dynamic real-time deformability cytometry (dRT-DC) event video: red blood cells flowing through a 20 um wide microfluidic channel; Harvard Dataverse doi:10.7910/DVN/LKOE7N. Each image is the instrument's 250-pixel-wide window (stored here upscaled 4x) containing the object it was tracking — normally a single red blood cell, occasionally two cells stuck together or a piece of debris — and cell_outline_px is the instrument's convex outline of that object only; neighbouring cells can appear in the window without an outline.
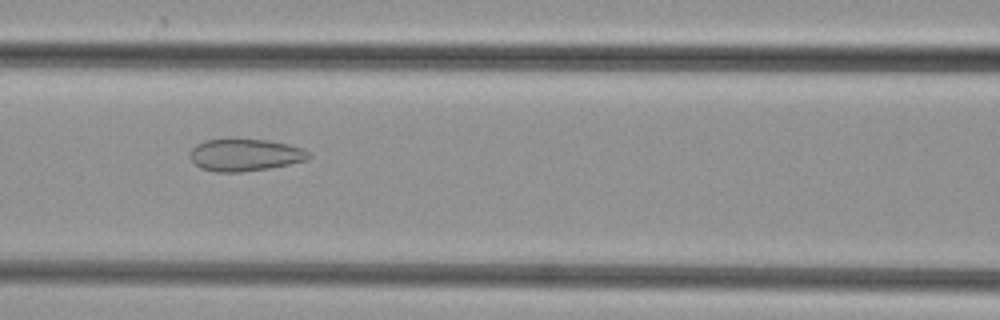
{"species": "common noctule bat (a hibernating species)", "species_latin": "Nyctalus noctula", "temperature_condition": "cold", "stored_images_in_passage": 49, "camera_frame_rate_fps": 3000, "um_per_image_px": 0.085, "animal": {"sex": "female", "body_mass_g": 29.2, "forearm_length_mm": 56.3}, "frame": {"image": 1, "passage_image": 21, "time_ms": 6.667, "image_size_px": [1000, 320], "cell_outline_px": [[312, 156], [308, 160], [268, 168], [240, 172], [216, 172], [200, 168], [188, 156], [192, 148], [196, 144], [204, 140], [228, 136], [268, 140], [288, 144], [300, 148], [308, 152]], "centroid_in_image_um": [20.77, 13.12], "position_along_channel_um": 145.8, "area_um2": 22.95}}
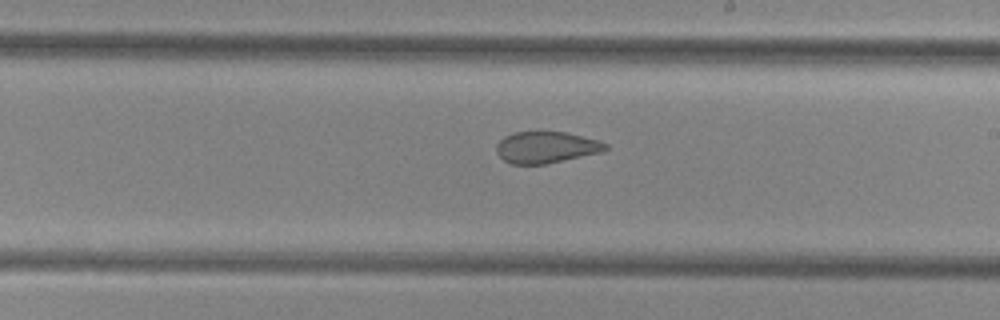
{"frame": {"image": 2, "passage_image": 28, "time_ms": 9.0, "image_size_px": [1000, 320], "cell_outline_px": [[608, 148], [604, 152], [548, 164], [512, 164], [504, 160], [496, 152], [496, 144], [504, 136], [512, 132], [568, 132], [600, 140], [608, 144]], "centroid_in_image_um": [46.47, 12.52], "position_along_channel_um": 242.5, "area_um2": 20.4}}
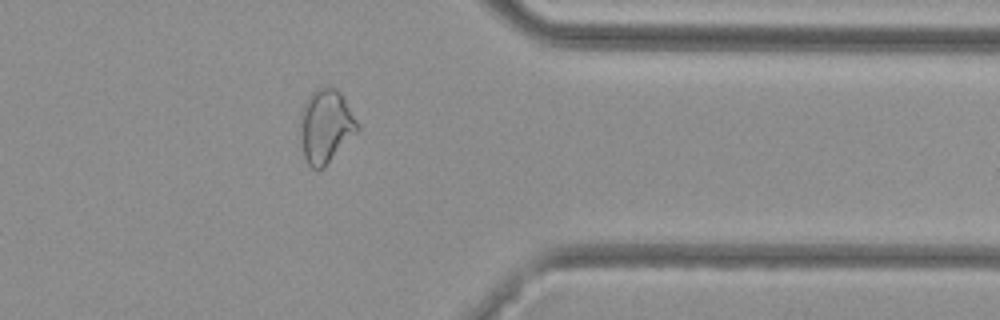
{"frame": {"image": 3, "passage_image": 39, "time_ms": 12.667, "image_size_px": [1000, 320], "cell_outline_px": [[360, 128], [324, 168], [312, 168], [308, 164], [304, 156], [300, 132], [300, 112], [308, 96], [316, 88], [328, 84], [336, 88], [340, 92], [356, 120]], "centroid_in_image_um": [27.67, 10.68], "position_along_channel_um": 383.7, "area_um2": 24.45}}